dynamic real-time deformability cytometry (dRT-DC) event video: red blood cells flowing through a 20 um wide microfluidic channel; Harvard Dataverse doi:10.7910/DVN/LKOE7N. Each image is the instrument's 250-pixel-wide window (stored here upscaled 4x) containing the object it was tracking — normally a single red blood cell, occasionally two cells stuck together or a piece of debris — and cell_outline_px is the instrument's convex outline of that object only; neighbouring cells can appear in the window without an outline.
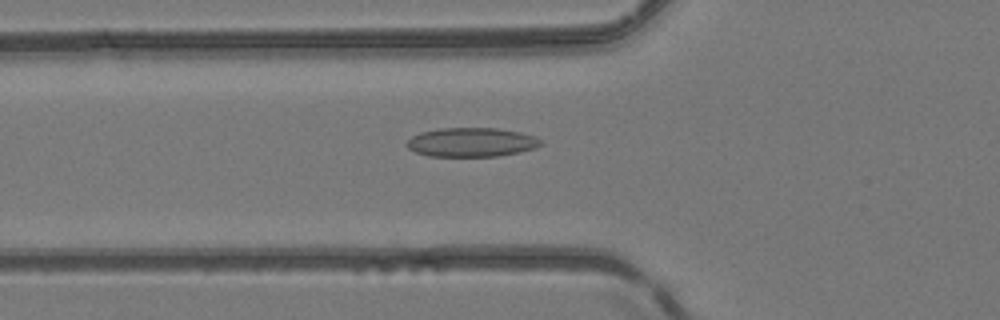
{"species": "common noctule bat (a hibernating species)", "species_latin": "Nyctalus noctula", "temperature_condition": "room temperature", "stored_images_in_passage": 51, "camera_frame_rate_fps": 3000, "um_per_image_px": 0.085, "animal": {"sex": "female", "body_mass_g": 24.6, "forearm_length_mm": 56.2}, "frame": {"image": 1, "passage_image": 19, "time_ms": 6.0, "image_size_px": [1000, 320], "cell_outline_px": [[544, 144], [536, 148], [520, 152], [496, 156], [428, 156], [416, 152], [408, 148], [404, 144], [412, 136], [420, 132], [440, 128], [496, 128], [520, 132], [536, 136]], "centroid_in_image_um": [40.08, 12.09], "position_along_channel_um": 85.7, "area_um2": 22.83}}
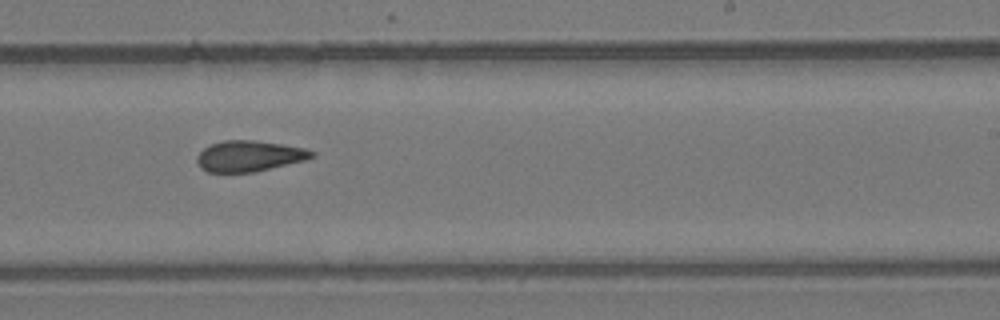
{"frame": {"image": 2, "passage_image": 32, "time_ms": 10.333, "image_size_px": [1000, 320], "cell_outline_px": [[316, 156], [308, 160], [256, 172], [208, 172], [200, 168], [196, 160], [196, 156], [208, 144], [224, 140], [252, 140], [280, 144], [304, 148], [316, 152]], "centroid_in_image_um": [21.2, 13.27], "position_along_channel_um": 267.8, "area_um2": 20.92}}
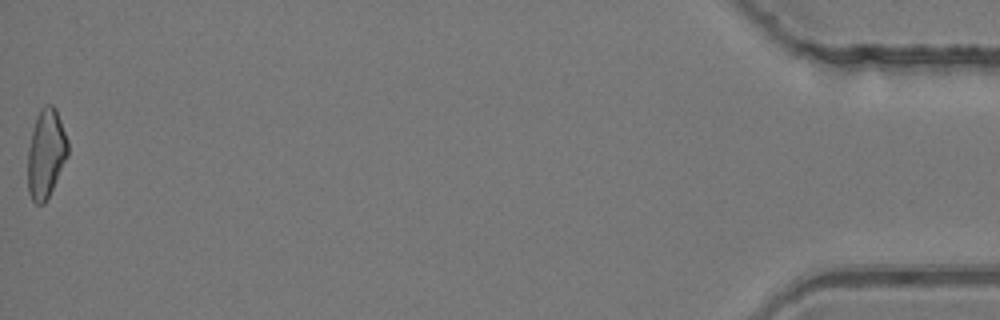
{"frame": {"image": 3, "passage_image": 51, "time_ms": 16.667, "image_size_px": [1000, 320], "cell_outline_px": [[68, 156], [44, 204], [36, 204], [32, 200], [28, 192], [28, 148], [36, 116], [40, 108], [44, 104], [52, 104], [56, 108], [68, 140]], "centroid_in_image_um": [3.91, 13.02], "position_along_channel_um": 431.3, "area_um2": 20.75}, "authors_computed_cell_mechanics": {"area_um2": 21.2126, "velocity_mm_per_s": 4.1751, "shape_relaxation_time_tau1_ms": null, "shape_relaxation_time_tau2_ms": 5.4452, "deformation_change_tau1": null, "deformation_change_tau2": 0.1382}}